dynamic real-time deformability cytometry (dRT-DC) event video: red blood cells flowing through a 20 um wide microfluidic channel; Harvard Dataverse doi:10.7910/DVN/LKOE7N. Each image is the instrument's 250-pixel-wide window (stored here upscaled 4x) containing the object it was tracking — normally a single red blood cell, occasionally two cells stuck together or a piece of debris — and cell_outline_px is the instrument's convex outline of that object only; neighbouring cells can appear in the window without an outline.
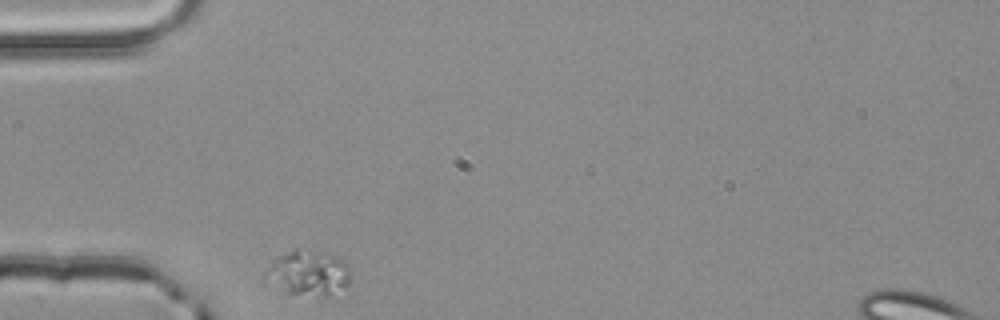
{"species": "common noctule bat (a hibernating species)", "species_latin": "Nyctalus noctula", "temperature_condition": "room temperature", "stored_images_in_passage": 1, "camera_frame_rate_fps": 3000, "um_per_image_px": 0.085, "animal": {"sex": "male", "body_mass_g": 20.4}, "frame": {"image": 1, "passage_image": 1, "time_ms": 0.0, "image_size_px": [1000, 320], "cell_outline_px": [[348, 284], [328, 296], [324, 296], [288, 292], [264, 280], [264, 272], [272, 260], [292, 248], [296, 248], [336, 256], [344, 260], [348, 268]], "centroid_in_image_um": [26.14, 23.18], "position_along_channel_um": 58.9, "area_um2": 21.91}}